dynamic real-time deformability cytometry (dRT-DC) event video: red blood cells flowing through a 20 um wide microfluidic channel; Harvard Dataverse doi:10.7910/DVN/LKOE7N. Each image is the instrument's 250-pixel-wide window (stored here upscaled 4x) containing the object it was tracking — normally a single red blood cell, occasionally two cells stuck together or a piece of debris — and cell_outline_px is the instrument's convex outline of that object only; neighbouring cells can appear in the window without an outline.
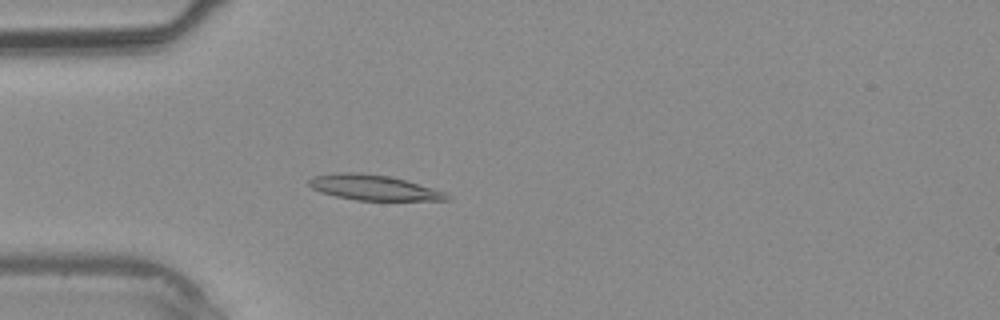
{"species": "common noctule bat (a hibernating species)", "species_latin": "Nyctalus noctula", "temperature_condition": "warm", "stored_images_in_passage": 35, "camera_frame_rate_fps": 3000, "um_per_image_px": 0.085, "animal": {"sex": "male", "body_mass_g": 20.4}, "frame": {"image": 1, "passage_image": 7, "time_ms": 2.0, "image_size_px": [1000, 320], "cell_outline_px": [[448, 200], [356, 200], [336, 196], [320, 192], [312, 188], [308, 184], [308, 180], [312, 176], [336, 172], [360, 172], [392, 176], [408, 180], [444, 192], [448, 196]], "centroid_in_image_um": [31.7, 15.92], "position_along_channel_um": 53.3, "area_um2": 20.4}}
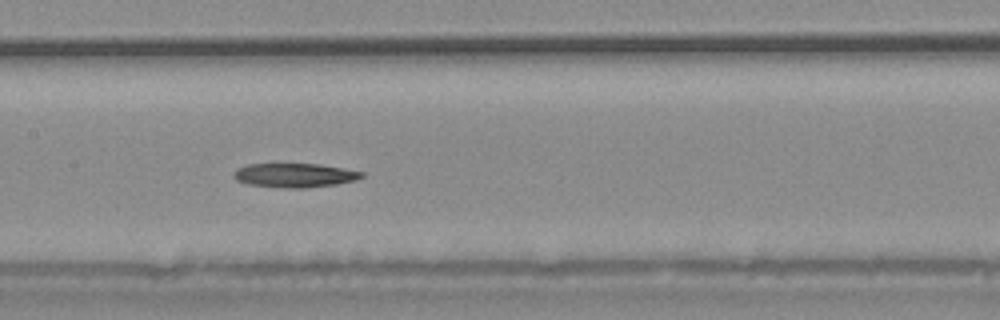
{"frame": {"image": 2, "passage_image": 15, "time_ms": 4.667, "image_size_px": [1000, 320], "cell_outline_px": [[364, 176], [356, 180], [336, 184], [304, 188], [284, 188], [248, 184], [236, 180], [236, 168], [248, 164], [320, 164], [364, 172]], "centroid_in_image_um": [25.08, 14.9], "position_along_channel_um": 182.3, "area_um2": 17.8}}
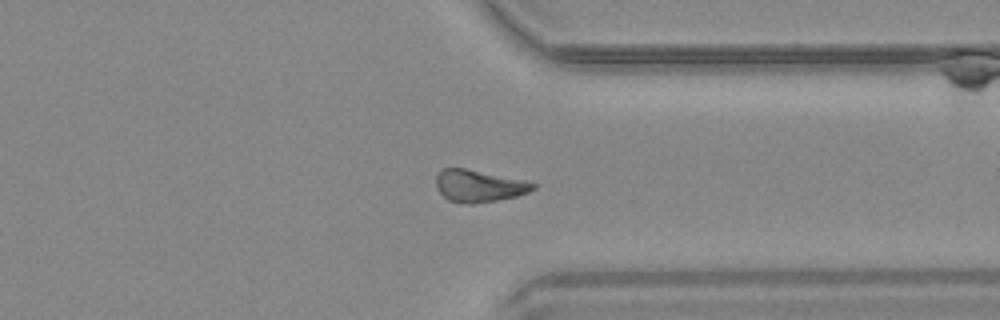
{"frame": {"image": 3, "passage_image": 26, "time_ms": 8.333, "image_size_px": [1000, 320], "cell_outline_px": [[536, 188], [528, 192], [516, 196], [496, 200], [472, 204], [468, 204], [448, 200], [436, 188], [436, 176], [444, 168], [464, 168], [524, 180], [536, 184]], "centroid_in_image_um": [40.7, 15.8], "position_along_channel_um": 370.7, "area_um2": 17.92}}